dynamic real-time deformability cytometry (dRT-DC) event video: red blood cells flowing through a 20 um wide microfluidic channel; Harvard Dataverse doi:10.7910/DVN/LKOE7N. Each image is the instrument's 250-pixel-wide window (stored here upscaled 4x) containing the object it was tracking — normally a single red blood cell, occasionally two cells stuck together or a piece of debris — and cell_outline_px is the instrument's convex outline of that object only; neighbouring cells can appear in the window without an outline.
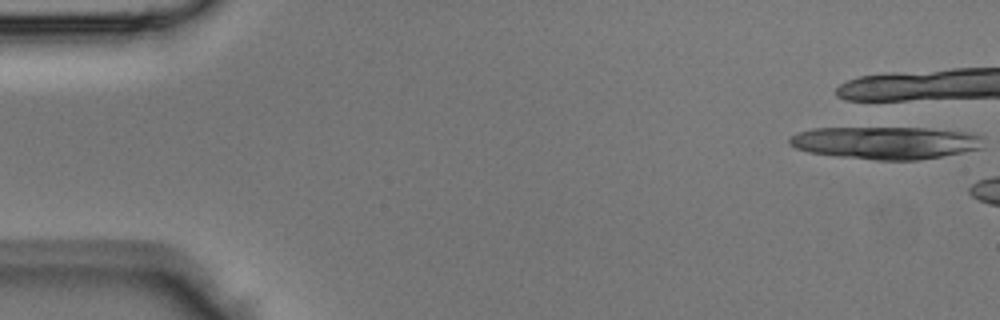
{"species": "Egyptian fruit bat (a non-hibernating species)", "species_latin": "Rousettus aegyptiacus", "temperature_condition": "room temperature", "stored_images_in_passage": 3, "camera_frame_rate_fps": 3000, "um_per_image_px": 0.085, "animal": {"sex": "male"}, "frame": {"image": 1, "passage_image": 1, "time_ms": 0.0, "image_size_px": [1000, 320], "cell_outline_px": [[984, 148], [940, 156], [916, 160], [876, 160], [836, 156], [808, 152], [796, 148], [788, 144], [788, 140], [792, 136], [800, 132], [812, 128], [924, 128], [964, 132], [984, 136]], "centroid_in_image_um": [75.29, 12.13], "position_along_channel_um": 9.7, "area_um2": 36.7}}